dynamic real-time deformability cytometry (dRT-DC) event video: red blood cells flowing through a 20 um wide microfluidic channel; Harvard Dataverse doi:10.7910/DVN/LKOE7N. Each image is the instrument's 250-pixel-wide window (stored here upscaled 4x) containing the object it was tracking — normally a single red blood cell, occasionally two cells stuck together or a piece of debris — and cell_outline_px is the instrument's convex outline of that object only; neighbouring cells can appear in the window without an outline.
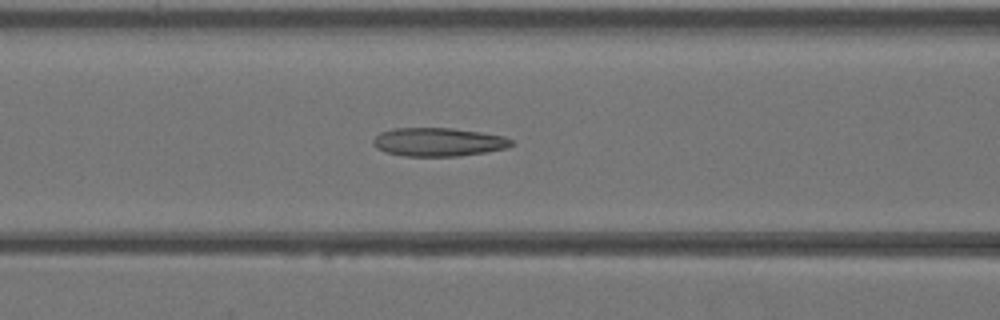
{"species": "Egyptian fruit bat (a non-hibernating species)", "species_latin": "Rousettus aegyptiacus", "temperature_condition": "warm", "stored_images_in_passage": 29, "camera_frame_rate_fps": 3000, "um_per_image_px": 0.085, "animal": {"sex": "female"}, "frame": {"image": 1, "passage_image": 12, "time_ms": 3.667, "image_size_px": [1000, 320], "cell_outline_px": [[512, 144], [508, 148], [460, 156], [404, 156], [384, 152], [376, 148], [372, 144], [372, 140], [380, 132], [392, 128], [452, 128], [480, 132], [504, 136], [512, 140]], "centroid_in_image_um": [37.22, 12.07], "position_along_channel_um": 129.4, "area_um2": 23.06}}
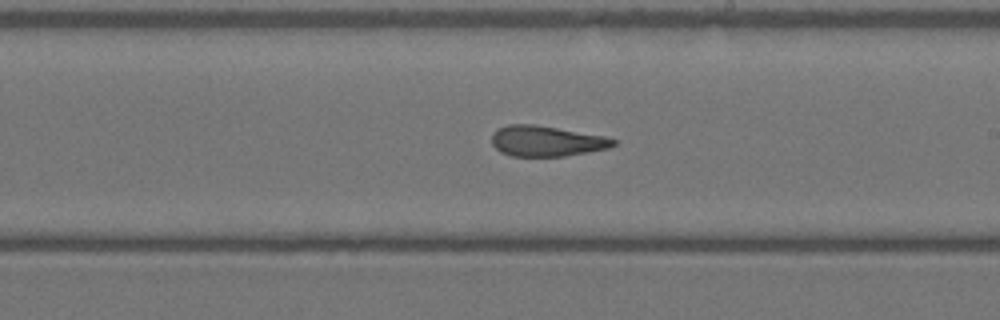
{"frame": {"image": 2, "passage_image": 19, "time_ms": 6.0, "image_size_px": [1000, 320], "cell_outline_px": [[616, 144], [608, 148], [564, 156], [512, 156], [500, 152], [492, 144], [492, 132], [508, 124], [536, 124], [604, 136], [616, 140]], "centroid_in_image_um": [46.42, 11.98], "position_along_channel_um": 242.6, "area_um2": 21.56}}
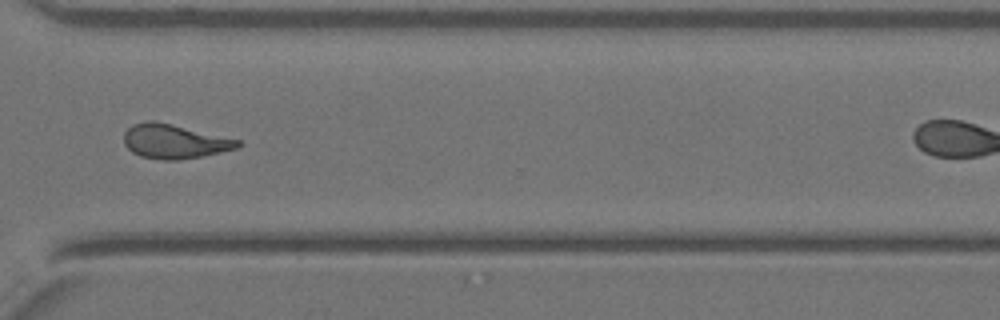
{"frame": {"image": 3, "passage_image": 26, "time_ms": 8.333, "image_size_px": [1000, 320], "cell_outline_px": [[244, 144], [236, 148], [220, 152], [200, 156], [176, 160], [164, 160], [140, 156], [132, 152], [124, 144], [124, 132], [132, 124], [144, 120], [152, 120], [172, 124], [240, 140]], "centroid_in_image_um": [14.79, 12.01], "position_along_channel_um": 355.8, "area_um2": 22.66}}